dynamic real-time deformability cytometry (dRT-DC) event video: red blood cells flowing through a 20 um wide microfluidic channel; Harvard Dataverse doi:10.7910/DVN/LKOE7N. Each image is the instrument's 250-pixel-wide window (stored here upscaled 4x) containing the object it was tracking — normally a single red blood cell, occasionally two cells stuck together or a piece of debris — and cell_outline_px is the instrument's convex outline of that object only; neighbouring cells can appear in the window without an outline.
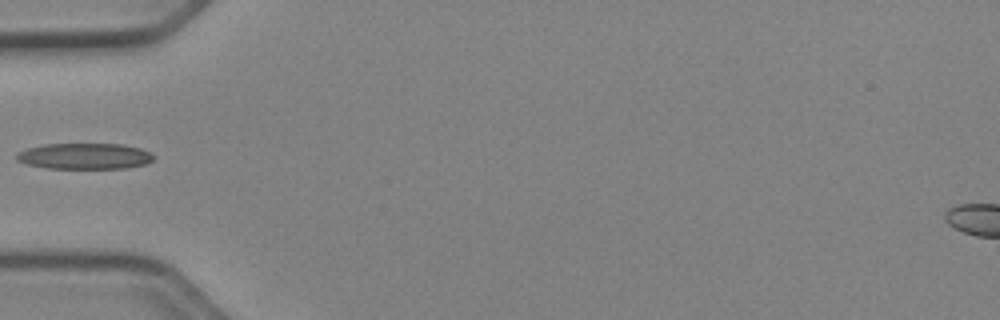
{"species": "Egyptian fruit bat (a non-hibernating species)", "species_latin": "Rousettus aegyptiacus", "temperature_condition": "cold", "stored_images_in_passage": 35, "camera_frame_rate_fps": 3000, "um_per_image_px": 0.085, "animal": {"sex": "female"}, "frame": {"image": 1, "passage_image": 1, "time_ms": 0.0, "image_size_px": [1000, 320], "cell_outline_px": [[156, 156], [152, 160], [144, 164], [128, 168], [48, 168], [28, 164], [16, 160], [16, 152], [28, 148], [44, 144], [124, 144], [140, 148]], "centroid_in_image_um": [7.19, 13.27], "position_along_channel_um": 77.8, "area_um2": 20.69}}
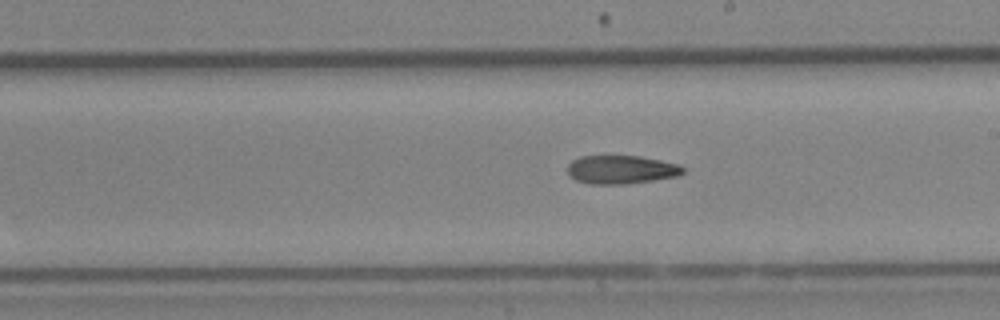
{"frame": {"image": 2, "passage_image": 13, "time_ms": 4.0, "image_size_px": [1000, 320], "cell_outline_px": [[688, 168], [680, 176], [628, 184], [588, 184], [576, 180], [568, 172], [568, 164], [572, 160], [580, 156], [640, 156], [680, 164]], "centroid_in_image_um": [52.86, 14.42], "position_along_channel_um": 236.1, "area_um2": 19.42}}
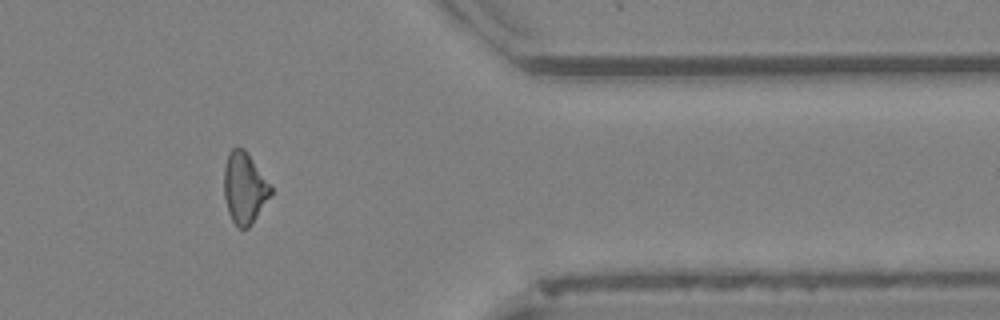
{"frame": {"image": 3, "passage_image": 26, "time_ms": 8.333, "image_size_px": [1000, 320], "cell_outline_px": [[272, 192], [248, 228], [240, 228], [232, 220], [228, 212], [224, 196], [224, 168], [228, 152], [232, 148], [244, 148], [272, 184]], "centroid_in_image_um": [20.77, 15.93], "position_along_channel_um": 390.6, "area_um2": 19.31}}